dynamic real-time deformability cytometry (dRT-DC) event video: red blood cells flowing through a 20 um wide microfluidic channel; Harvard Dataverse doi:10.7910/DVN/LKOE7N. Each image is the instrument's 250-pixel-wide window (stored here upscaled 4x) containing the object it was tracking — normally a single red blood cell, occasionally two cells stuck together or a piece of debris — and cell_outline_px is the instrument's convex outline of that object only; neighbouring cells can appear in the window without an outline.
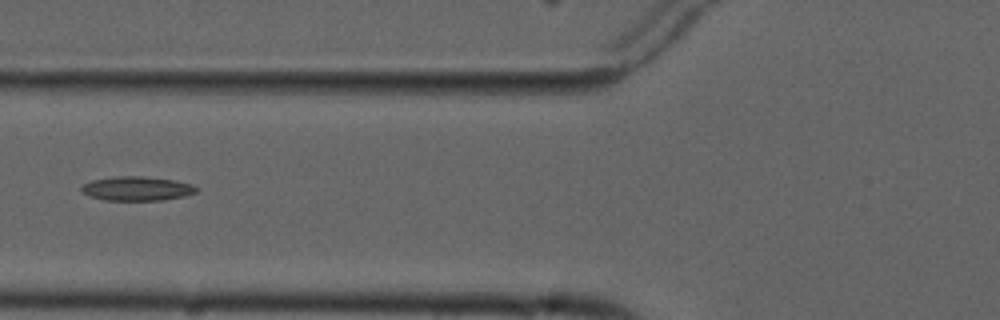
{"species": "common noctule bat (a hibernating species)", "species_latin": "Nyctalus noctula", "temperature_condition": "cold", "stored_images_in_passage": 6, "camera_frame_rate_fps": 3000, "um_per_image_px": 0.085, "animal": {"sex": "male", "forearm_length_mm": 52.5}, "frame": {"image": 1, "passage_image": 6, "time_ms": 5.667, "image_size_px": [1000, 320], "cell_outline_px": [[196, 192], [184, 196], [164, 200], [104, 200], [88, 196], [80, 192], [80, 188], [84, 184], [92, 180], [116, 176], [140, 176], [172, 180], [192, 184], [196, 188]], "centroid_in_image_um": [11.58, 16.03], "position_along_channel_um": 114.2, "area_um2": 16.13}}